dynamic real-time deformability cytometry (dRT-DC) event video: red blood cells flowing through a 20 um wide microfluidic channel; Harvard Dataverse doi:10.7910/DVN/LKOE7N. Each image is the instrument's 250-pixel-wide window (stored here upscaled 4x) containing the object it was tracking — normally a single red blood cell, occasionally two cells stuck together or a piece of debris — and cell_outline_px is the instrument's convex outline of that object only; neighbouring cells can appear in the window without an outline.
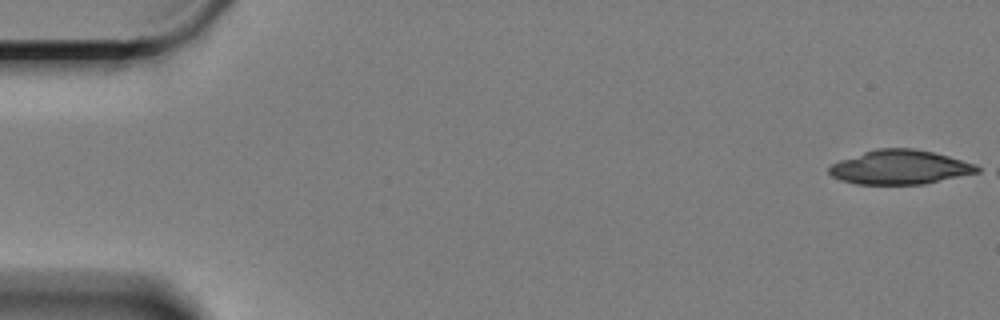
{"species": "Egyptian fruit bat (a non-hibernating species)", "species_latin": "Rousettus aegyptiacus", "temperature_condition": "cold", "stored_images_in_passage": 8, "camera_frame_rate_fps": 3000, "um_per_image_px": 0.085, "animal": {"sex": "female"}, "frame": {"image": 1, "passage_image": 1, "time_ms": 0.0, "image_size_px": [1000, 320], "cell_outline_px": [[980, 172], [924, 184], [856, 184], [840, 180], [832, 176], [828, 172], [828, 168], [832, 164], [840, 160], [876, 148], [912, 148], [932, 152], [948, 156], [976, 164], [980, 168]], "centroid_in_image_um": [76.49, 14.22], "position_along_channel_um": 8.5, "area_um2": 29.42}}